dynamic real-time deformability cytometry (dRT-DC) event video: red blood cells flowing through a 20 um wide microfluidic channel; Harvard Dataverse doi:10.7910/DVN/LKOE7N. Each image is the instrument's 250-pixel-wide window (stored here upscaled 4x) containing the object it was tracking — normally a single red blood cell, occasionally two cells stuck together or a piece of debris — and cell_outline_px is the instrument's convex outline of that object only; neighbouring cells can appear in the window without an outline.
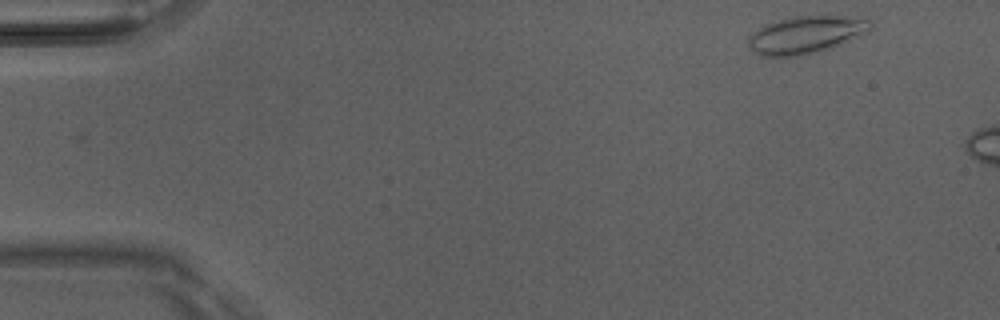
{"species": "Egyptian fruit bat (a non-hibernating species)", "species_latin": "Rousettus aegyptiacus", "temperature_condition": "room temperature", "stored_images_in_passage": 3, "camera_frame_rate_fps": 3000, "um_per_image_px": 0.085, "animal": {"sex": "male"}, "frame": {"image": 1, "passage_image": 1, "time_ms": 0.0, "image_size_px": [1000, 320], "cell_outline_px": [[872, 28], [868, 32], [832, 48], [820, 52], [800, 56], [760, 56], [752, 52], [748, 48], [748, 40], [760, 28], [768, 24], [792, 16], [844, 16], [872, 20]], "centroid_in_image_um": [68.53, 2.97], "position_along_channel_um": 16.5, "area_um2": 26.59}}